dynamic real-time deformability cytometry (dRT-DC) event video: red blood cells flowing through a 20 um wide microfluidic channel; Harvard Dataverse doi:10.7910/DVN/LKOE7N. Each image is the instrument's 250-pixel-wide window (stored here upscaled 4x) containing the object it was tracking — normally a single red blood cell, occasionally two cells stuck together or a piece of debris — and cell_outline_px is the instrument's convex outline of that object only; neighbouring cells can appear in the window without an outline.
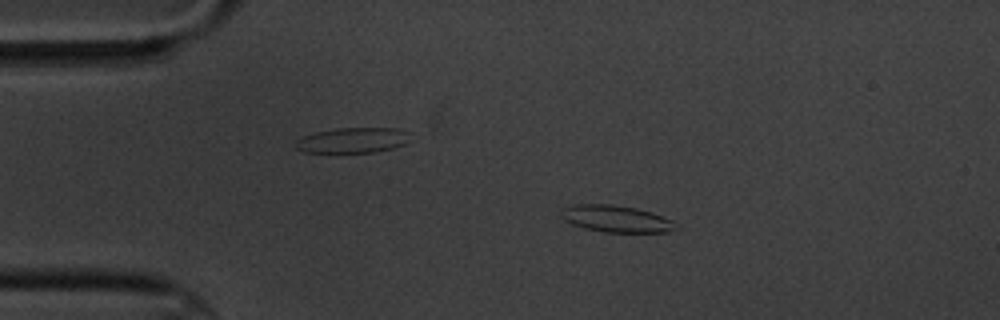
{"species": "common noctule bat (a hibernating species)", "species_latin": "Nyctalus noctula", "temperature_condition": "cold", "stored_images_in_passage": 14, "camera_frame_rate_fps": 3000, "um_per_image_px": 0.085, "animal": {"sex": "male", "body_mass_g": 20.1, "forearm_length_mm": 53.5}, "frame": {"image": 1, "passage_image": 2, "time_ms": 2.0, "image_size_px": [1000, 320], "cell_outline_px": [[680, 228], [668, 232], [604, 232], [584, 228], [572, 224], [564, 220], [560, 212], [564, 208], [572, 204], [612, 204], [636, 208], [652, 212], [672, 220]], "centroid_in_image_um": [52.39, 18.6], "position_along_channel_um": 32.6, "area_um2": 18.03}}
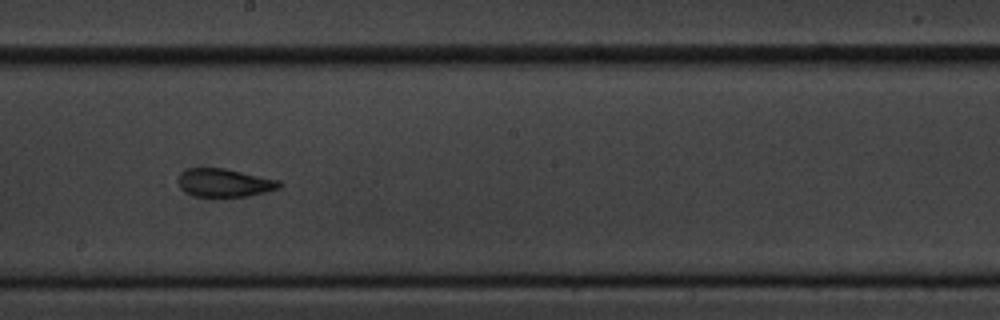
{"frame": {"image": 2, "passage_image": 8, "time_ms": 9.0, "image_size_px": [1000, 320], "cell_outline_px": [[284, 184], [280, 188], [248, 196], [196, 196], [184, 192], [180, 188], [176, 180], [180, 172], [188, 168], [224, 168], [280, 180]], "centroid_in_image_um": [19.06, 15.53], "position_along_channel_um": 229.1, "area_um2": 16.76}}
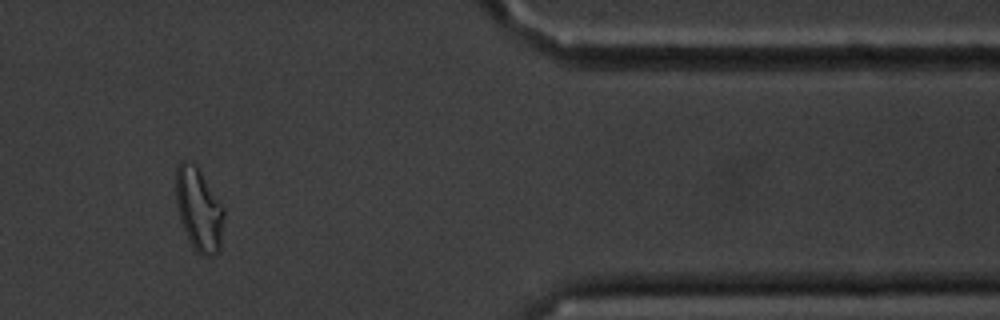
{"frame": {"image": 3, "passage_image": 12, "time_ms": 14.667, "image_size_px": [1000, 320], "cell_outline_px": [[224, 216], [220, 248], [212, 256], [200, 256], [196, 252], [180, 220], [176, 204], [176, 168], [180, 160], [184, 160], [196, 164], [224, 204]], "centroid_in_image_um": [16.92, 17.76], "position_along_channel_um": 394.5, "area_um2": 23.58}, "authors_computed_cell_mechanics": {"area_um2": 16.9932, "velocity_mm_per_s": 3.4179, "shape_relaxation_time_tau1_ms": 3.6762, "shape_relaxation_time_tau2_ms": 1.7427, "deformation_change_tau1": 0.1061, "deformation_change_tau2": 0.0635}}